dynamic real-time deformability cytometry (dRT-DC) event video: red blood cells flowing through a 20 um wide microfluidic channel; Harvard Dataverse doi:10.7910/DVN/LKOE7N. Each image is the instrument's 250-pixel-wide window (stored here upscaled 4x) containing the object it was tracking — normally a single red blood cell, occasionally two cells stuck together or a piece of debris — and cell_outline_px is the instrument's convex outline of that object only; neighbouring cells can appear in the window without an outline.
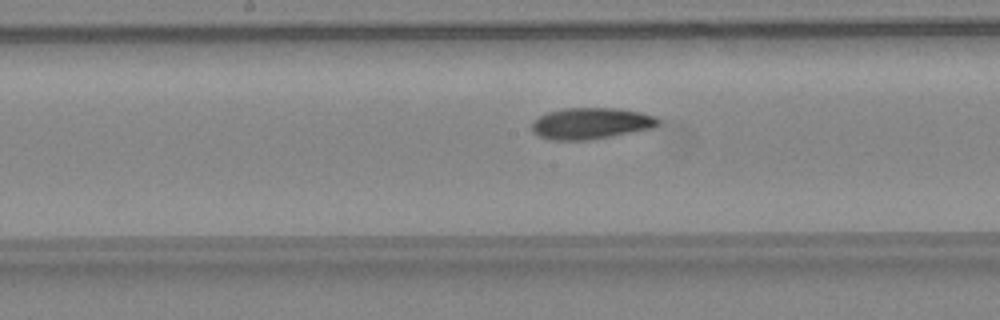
{"species": "common noctule bat (a hibernating species)", "species_latin": "Nyctalus noctula", "temperature_condition": "warm", "stored_images_in_passage": 24, "camera_frame_rate_fps": 3000, "um_per_image_px": 0.085, "animal": {"sex": "female", "body_mass_g": 24.6, "forearm_length_mm": 56.2}, "frame": {"image": 1, "passage_image": 14, "time_ms": 4.333, "image_size_px": [1000, 320], "cell_outline_px": [[660, 124], [652, 128], [612, 136], [588, 140], [552, 140], [540, 136], [532, 132], [532, 120], [548, 112], [564, 108], [620, 108], [640, 112], [656, 116], [660, 120]], "centroid_in_image_um": [50.24, 10.48], "position_along_channel_um": 198.0, "area_um2": 23.18}}